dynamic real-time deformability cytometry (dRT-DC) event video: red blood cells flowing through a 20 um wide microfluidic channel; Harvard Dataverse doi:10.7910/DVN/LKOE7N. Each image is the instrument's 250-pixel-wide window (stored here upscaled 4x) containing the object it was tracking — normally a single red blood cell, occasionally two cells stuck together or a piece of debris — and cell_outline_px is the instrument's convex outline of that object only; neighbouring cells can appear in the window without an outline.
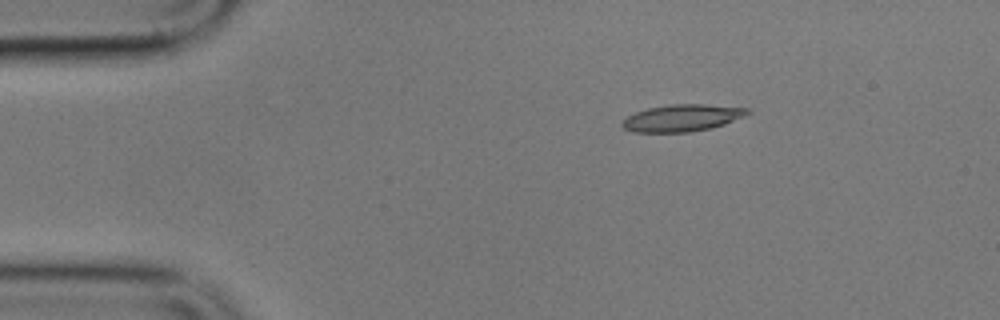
{"species": "common noctule bat (a hibernating species)", "species_latin": "Nyctalus noctula", "temperature_condition": "cold", "stored_images_in_passage": 3, "camera_frame_rate_fps": 3000, "um_per_image_px": 0.085, "animal": {"sex": "male", "body_mass_g": 17.9}, "frame": {"image": 1, "passage_image": 1, "time_ms": 0.0, "image_size_px": [1000, 320], "cell_outline_px": [[752, 112], [744, 116], [724, 124], [712, 128], [692, 132], [632, 132], [624, 128], [620, 124], [628, 116], [636, 112], [648, 108], [668, 104], [704, 104], [748, 108]], "centroid_in_image_um": [57.99, 10.02], "position_along_channel_um": 27.0, "area_um2": 19.71}}